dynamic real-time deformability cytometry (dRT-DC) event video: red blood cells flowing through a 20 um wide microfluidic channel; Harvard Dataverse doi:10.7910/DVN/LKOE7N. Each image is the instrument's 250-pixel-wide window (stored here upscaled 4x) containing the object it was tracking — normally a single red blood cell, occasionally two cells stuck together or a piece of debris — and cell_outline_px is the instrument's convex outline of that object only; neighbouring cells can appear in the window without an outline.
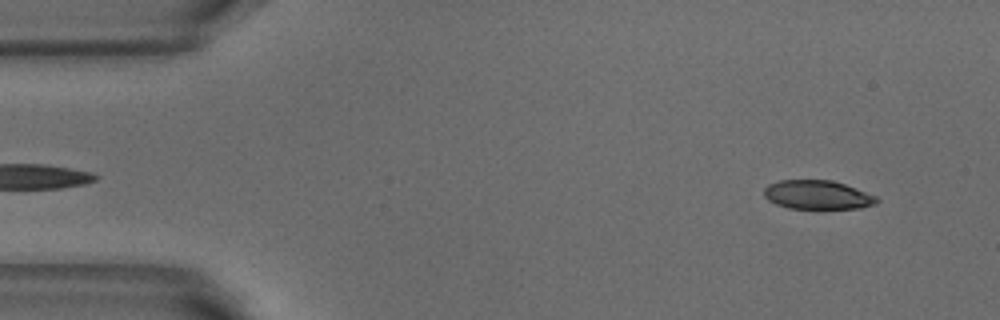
{"species": "common noctule bat (a hibernating species)", "species_latin": "Nyctalus noctula", "temperature_condition": "warm", "stored_images_in_passage": 51, "camera_frame_rate_fps": 3000, "um_per_image_px": 0.085, "animal": {"sex": "male", "body_mass_g": 18.8}, "frame": {"image": 1, "passage_image": 3, "time_ms": 0.667, "image_size_px": [1000, 320], "cell_outline_px": [[880, 200], [876, 204], [860, 208], [788, 208], [776, 204], [768, 200], [764, 196], [764, 188], [768, 184], [780, 180], [832, 180], [856, 188], [876, 196]], "centroid_in_image_um": [69.48, 16.56], "position_along_channel_um": 15.5, "area_um2": 18.96}}
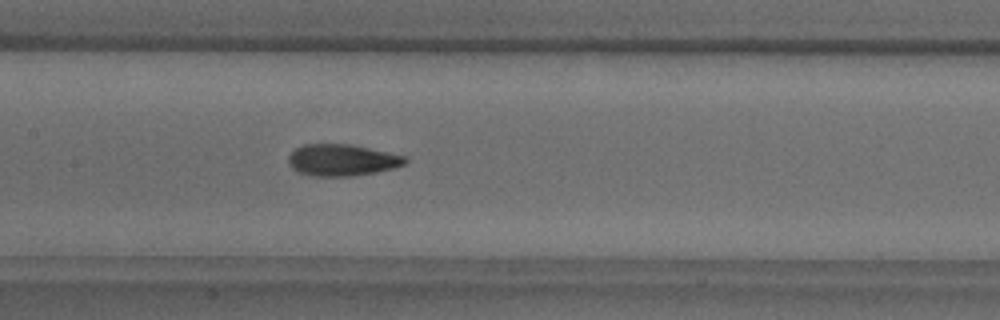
{"frame": {"image": 2, "passage_image": 23, "time_ms": 7.333, "image_size_px": [1000, 320], "cell_outline_px": [[408, 160], [404, 164], [392, 168], [376, 172], [352, 176], [312, 176], [296, 172], [288, 164], [288, 156], [296, 148], [304, 144], [352, 144], [404, 156]], "centroid_in_image_um": [29.02, 13.61], "position_along_channel_um": 178.4, "area_um2": 21.5}}
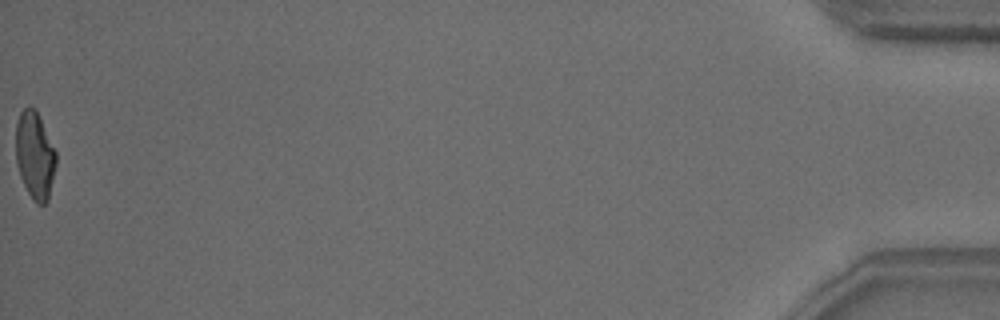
{"frame": {"image": 3, "passage_image": 51, "time_ms": 16.667, "image_size_px": [1000, 320], "cell_outline_px": [[56, 164], [48, 200], [44, 204], [36, 204], [32, 200], [20, 176], [16, 160], [16, 124], [20, 112], [28, 104], [36, 108], [56, 152]], "centroid_in_image_um": [2.96, 13.17], "position_along_channel_um": 432.2, "area_um2": 20.58}, "authors_computed_cell_mechanics": {"area_um2": 20.9814, "velocity_mm_per_s": 3.838, "shape_relaxation_time_tau1_ms": 4.0144, "shape_relaxation_time_tau2_ms": 1.6657, "deformation_change_tau1": 0.1665, "deformation_change_tau2": 0.0788}}